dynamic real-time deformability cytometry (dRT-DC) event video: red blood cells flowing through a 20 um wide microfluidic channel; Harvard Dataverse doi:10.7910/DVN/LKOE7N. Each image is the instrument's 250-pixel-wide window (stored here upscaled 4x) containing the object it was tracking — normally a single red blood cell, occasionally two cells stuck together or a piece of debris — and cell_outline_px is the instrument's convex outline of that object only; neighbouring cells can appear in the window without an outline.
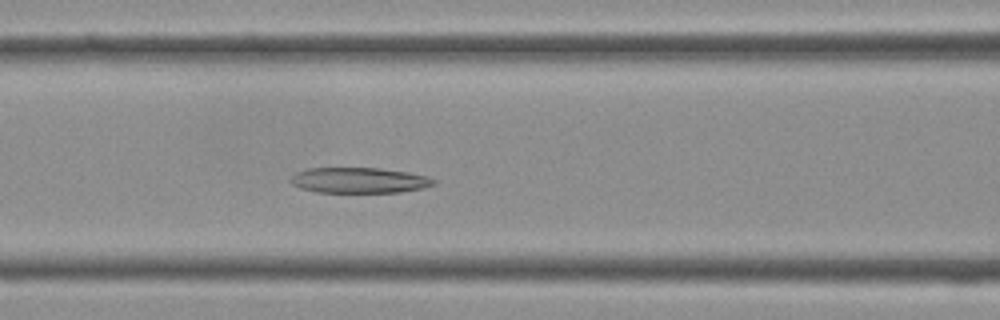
{"species": "Egyptian fruit bat (a non-hibernating species)", "species_latin": "Rousettus aegyptiacus", "temperature_condition": "cold", "stored_images_in_passage": 34, "camera_frame_rate_fps": 3000, "um_per_image_px": 0.085, "frame": {"image": 1, "passage_image": 11, "time_ms": 3.333, "image_size_px": [1000, 320], "cell_outline_px": [[436, 184], [424, 188], [400, 192], [316, 192], [300, 188], [292, 184], [288, 180], [296, 172], [308, 168], [380, 168], [408, 172], [428, 176], [436, 180]], "centroid_in_image_um": [30.54, 15.32], "position_along_channel_um": 136.1, "area_um2": 21.44}}
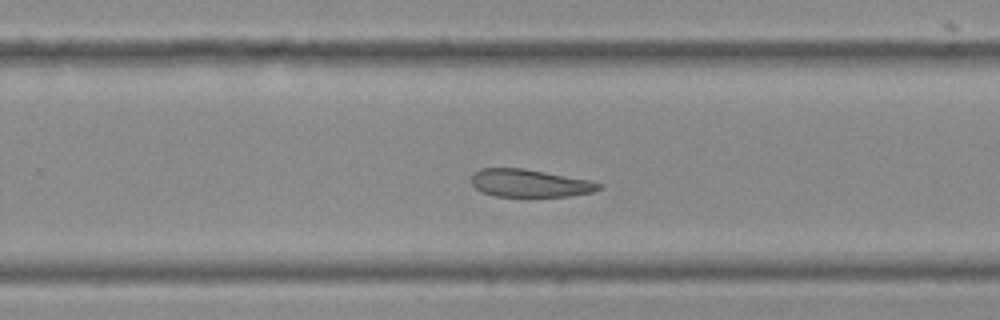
{"frame": {"image": 2, "passage_image": 20, "time_ms": 6.333, "image_size_px": [1000, 320], "cell_outline_px": [[604, 184], [600, 188], [592, 192], [572, 196], [528, 200], [496, 196], [484, 192], [476, 188], [472, 184], [472, 176], [480, 168], [524, 168], [588, 180]], "centroid_in_image_um": [45.05, 15.63], "position_along_channel_um": 284.7, "area_um2": 21.44}}
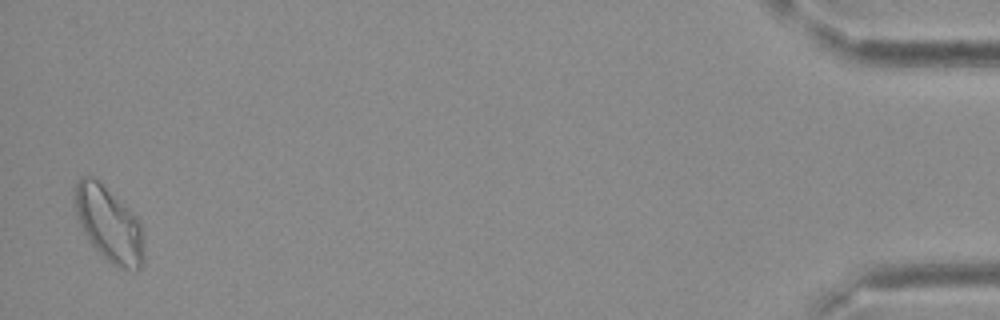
{"frame": {"image": 3, "passage_image": 34, "time_ms": 11.0, "image_size_px": [1000, 320], "cell_outline_px": [[144, 260], [140, 268], [120, 268], [112, 264], [92, 244], [84, 232], [76, 216], [72, 196], [76, 184], [80, 176], [92, 176], [132, 212], [140, 220], [144, 248]], "centroid_in_image_um": [9.24, 19.04], "position_along_channel_um": 426.0, "area_um2": 29.82}}